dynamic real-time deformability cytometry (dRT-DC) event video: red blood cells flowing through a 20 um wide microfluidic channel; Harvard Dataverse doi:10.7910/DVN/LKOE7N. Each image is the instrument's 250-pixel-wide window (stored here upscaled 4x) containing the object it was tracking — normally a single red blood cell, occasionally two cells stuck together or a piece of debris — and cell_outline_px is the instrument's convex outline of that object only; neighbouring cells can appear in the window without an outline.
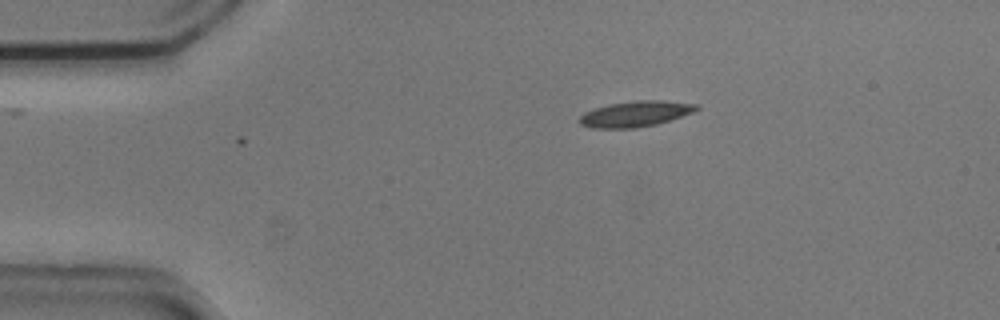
{"species": "common noctule bat (a hibernating species)", "species_latin": "Nyctalus noctula", "temperature_condition": "cold", "stored_images_in_passage": 3, "camera_frame_rate_fps": 3000, "um_per_image_px": 0.085, "animal": {"sex": "male", "body_mass_g": 20.5, "forearm_length_mm": 52.5}, "frame": {"image": 1, "passage_image": 3, "time_ms": 0.667, "image_size_px": [1000, 320], "cell_outline_px": [[700, 108], [692, 112], [656, 124], [636, 128], [592, 128], [580, 124], [576, 120], [584, 112], [608, 104], [636, 100], [660, 100], [700, 104]], "centroid_in_image_um": [53.98, 9.67], "position_along_channel_um": 31.0, "area_um2": 17.51}}